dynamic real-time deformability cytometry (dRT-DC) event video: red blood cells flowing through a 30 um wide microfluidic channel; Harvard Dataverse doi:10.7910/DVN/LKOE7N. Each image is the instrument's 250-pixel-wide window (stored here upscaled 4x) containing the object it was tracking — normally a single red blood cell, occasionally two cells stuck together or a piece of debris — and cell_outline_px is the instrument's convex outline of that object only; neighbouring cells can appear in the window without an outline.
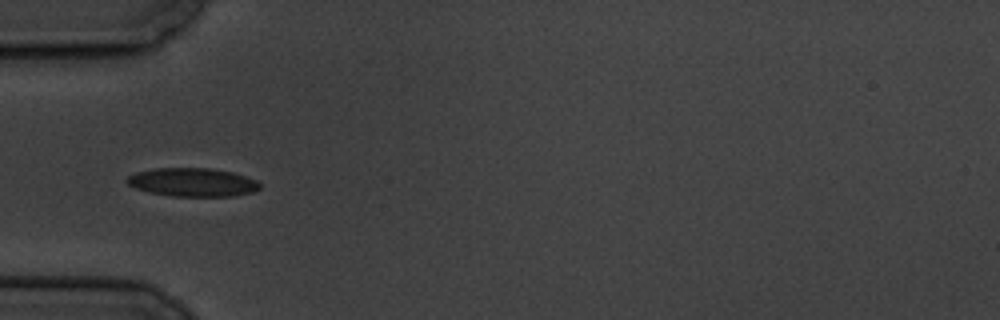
{"species": "common noctule bat (a hibernating species)", "species_latin": "Nyctalus noctula", "temperature_condition": "cold", "stored_images_in_passage": 8, "camera_frame_rate_fps": 3000, "um_per_image_px": 0.085, "animal": {"sex": "male", "body_mass_g": 19.5, "forearm_length_mm": 54.6}, "frame": {"image": 1, "passage_image": 5, "time_ms": 5.333, "image_size_px": [1000, 320], "cell_outline_px": [[260, 188], [252, 192], [232, 196], [172, 196], [148, 192], [136, 188], [128, 184], [124, 180], [128, 176], [136, 172], [156, 168], [208, 168], [232, 172], [256, 180], [260, 184]], "centroid_in_image_um": [16.34, 15.49], "position_along_channel_um": 68.7, "area_um2": 21.96}}
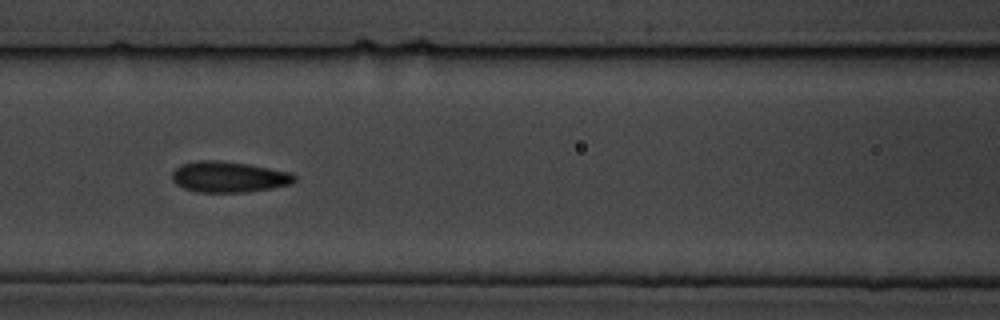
{"frame": {"image": 2, "passage_image": 7, "time_ms": 7.667, "image_size_px": [1000, 320], "cell_outline_px": [[296, 180], [292, 184], [272, 188], [244, 192], [196, 192], [184, 188], [176, 184], [172, 180], [172, 172], [180, 164], [196, 160], [220, 160], [248, 164], [292, 172], [296, 176]], "centroid_in_image_um": [19.45, 15.03], "position_along_channel_um": 147.2, "area_um2": 22.25}}
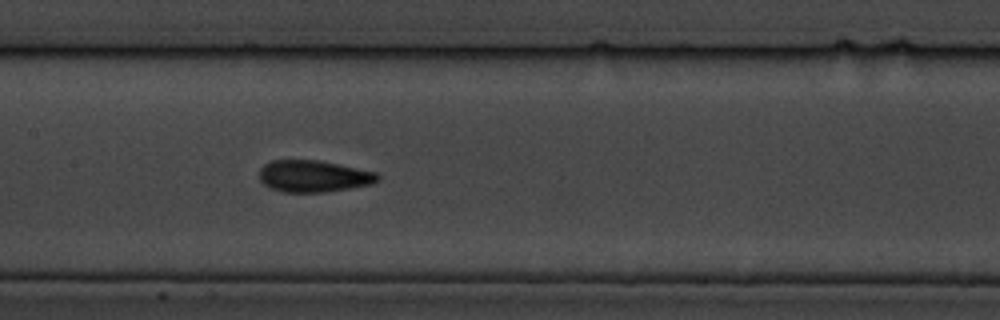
{"frame": {"image": 3, "passage_image": 8, "time_ms": 8.667, "image_size_px": [1000, 320], "cell_outline_px": [[380, 180], [372, 184], [324, 192], [280, 192], [264, 184], [260, 180], [260, 168], [264, 164], [272, 160], [316, 160], [376, 172], [380, 176]], "centroid_in_image_um": [26.64, 14.98], "position_along_channel_um": 180.8, "area_um2": 21.73}}